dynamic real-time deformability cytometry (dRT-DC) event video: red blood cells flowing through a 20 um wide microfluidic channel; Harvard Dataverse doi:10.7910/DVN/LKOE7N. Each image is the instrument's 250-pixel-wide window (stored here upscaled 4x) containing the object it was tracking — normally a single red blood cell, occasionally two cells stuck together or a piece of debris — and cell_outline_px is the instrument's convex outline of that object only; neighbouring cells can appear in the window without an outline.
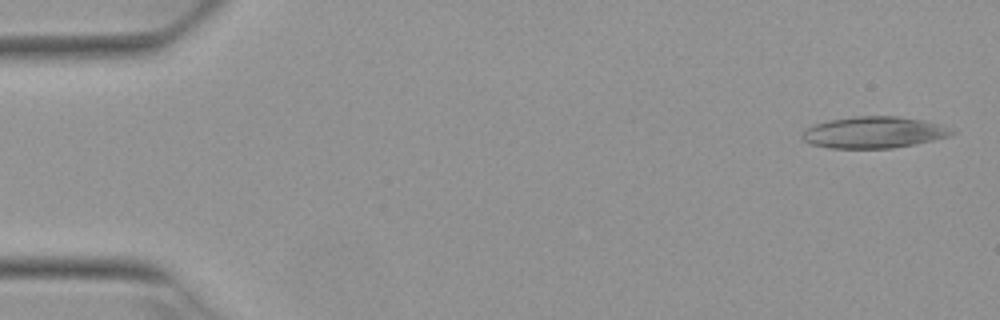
{"species": "Egyptian fruit bat (a non-hibernating species)", "species_latin": "Rousettus aegyptiacus", "temperature_condition": "warm", "stored_images_in_passage": 6, "camera_frame_rate_fps": 3000, "um_per_image_px": 0.085, "animal": {"sex": "female"}, "frame": {"image": 1, "passage_image": 1, "time_ms": 0.0, "image_size_px": [1000, 320], "cell_outline_px": [[956, 132], [948, 136], [932, 140], [892, 148], [828, 148], [812, 144], [804, 140], [800, 136], [804, 128], [828, 120], [856, 116], [896, 116], [924, 120], [940, 124]], "centroid_in_image_um": [74.23, 11.24], "position_along_channel_um": 10.8, "area_um2": 27.34}}
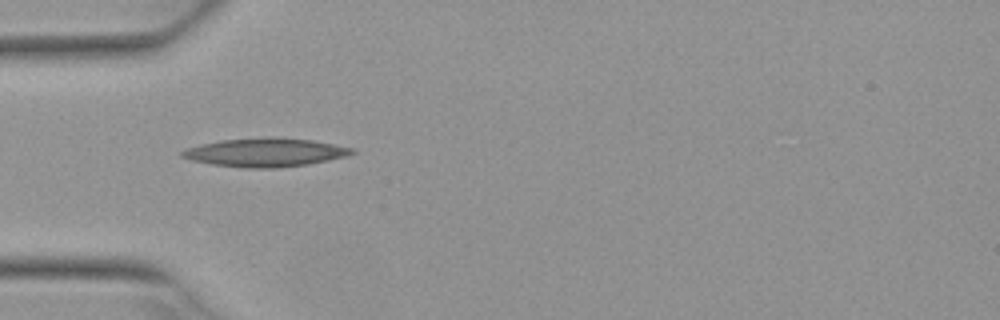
{"frame": {"image": 2, "passage_image": 5, "time_ms": 1.333, "image_size_px": [1000, 320], "cell_outline_px": [[356, 152], [348, 156], [308, 164], [276, 168], [244, 168], [212, 164], [192, 160], [180, 156], [180, 152], [188, 148], [200, 144], [220, 140], [312, 140], [352, 148]], "centroid_in_image_um": [22.53, 13.01], "position_along_channel_um": 62.5, "area_um2": 26.99}}
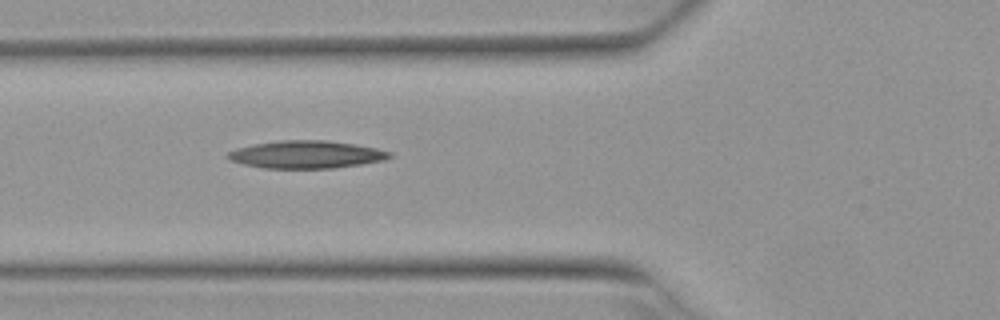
{"frame": {"image": 3, "passage_image": 6, "time_ms": 1.667, "image_size_px": [1000, 320], "cell_outline_px": [[392, 156], [384, 160], [360, 164], [332, 168], [260, 168], [244, 164], [232, 160], [224, 156], [228, 152], [236, 148], [256, 144], [280, 140], [324, 140], [352, 144], [376, 148], [392, 152]], "centroid_in_image_um": [26.02, 13.13], "position_along_channel_um": 99.8, "area_um2": 25.84}}